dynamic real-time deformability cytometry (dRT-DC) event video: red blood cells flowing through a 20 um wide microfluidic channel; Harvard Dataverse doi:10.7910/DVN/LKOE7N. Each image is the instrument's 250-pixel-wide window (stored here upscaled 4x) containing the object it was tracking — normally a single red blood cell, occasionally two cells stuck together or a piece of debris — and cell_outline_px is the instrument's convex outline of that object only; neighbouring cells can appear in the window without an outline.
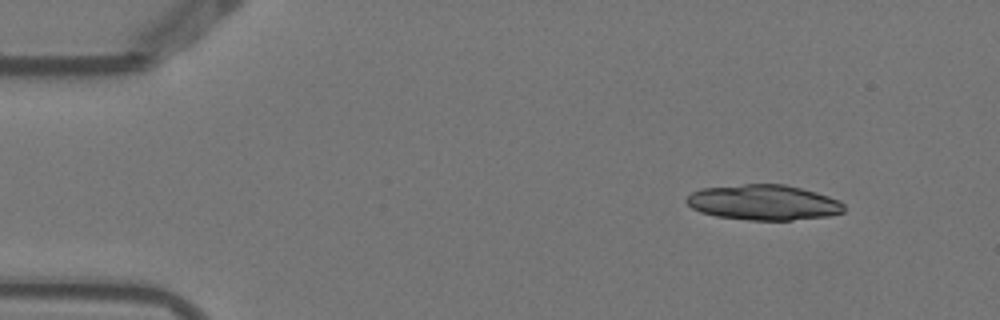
{"species": "Egyptian fruit bat (a non-hibernating species)", "species_latin": "Rousettus aegyptiacus", "temperature_condition": "warm", "stored_images_in_passage": 5, "camera_frame_rate_fps": 3000, "um_per_image_px": 0.085, "animal": {"sex": "female"}, "frame": {"image": 1, "passage_image": 1, "time_ms": 0.0, "image_size_px": [1000, 320], "cell_outline_px": [[844, 212], [828, 216], [792, 220], [748, 220], [716, 216], [700, 212], [692, 208], [684, 200], [692, 192], [700, 188], [744, 184], [784, 184], [816, 192], [840, 200], [844, 204]], "centroid_in_image_um": [64.89, 17.21], "position_along_channel_um": 20.1, "area_um2": 32.54}}